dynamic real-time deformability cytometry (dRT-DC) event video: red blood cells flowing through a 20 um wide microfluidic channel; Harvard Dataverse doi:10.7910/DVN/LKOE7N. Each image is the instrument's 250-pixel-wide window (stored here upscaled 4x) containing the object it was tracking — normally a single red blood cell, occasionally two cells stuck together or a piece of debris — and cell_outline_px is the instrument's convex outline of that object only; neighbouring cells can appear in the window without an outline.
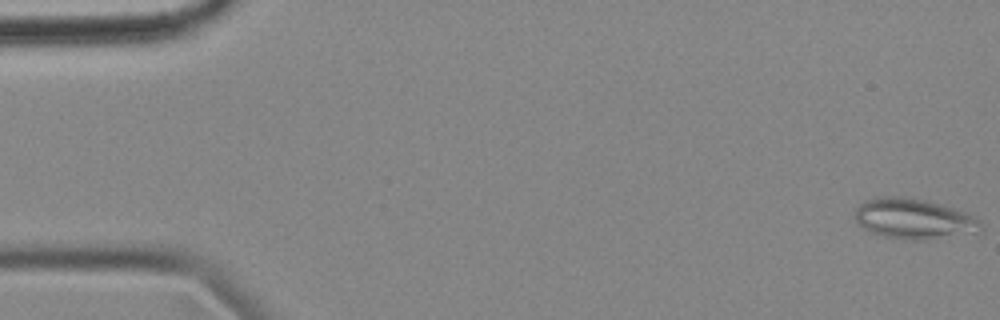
{"species": "common noctule bat (a hibernating species)", "species_latin": "Nyctalus noctula", "temperature_condition": "cold", "stored_images_in_passage": 58, "camera_frame_rate_fps": 3000, "um_per_image_px": 0.085, "animal": {"sex": "female", "body_mass_g": 18.4}, "frame": {"image": 1, "passage_image": 1, "time_ms": 0.0, "image_size_px": [1000, 320], "cell_outline_px": [[984, 228], [976, 232], [916, 240], [908, 240], [884, 236], [872, 232], [864, 228], [856, 220], [856, 208], [860, 204], [868, 200], [880, 196], [896, 196], [924, 200], [960, 212], [980, 220]], "centroid_in_image_um": [77.62, 18.6], "position_along_channel_um": 7.4, "area_um2": 28.5}}
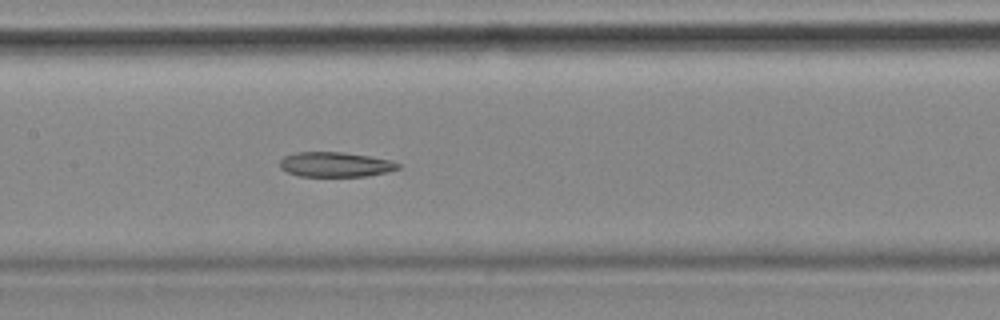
{"frame": {"image": 2, "passage_image": 27, "time_ms": 8.667, "image_size_px": [1000, 320], "cell_outline_px": [[400, 168], [388, 172], [368, 176], [300, 176], [288, 172], [280, 168], [280, 160], [284, 156], [296, 152], [344, 152], [368, 156], [388, 160], [400, 164]], "centroid_in_image_um": [28.49, 13.98], "position_along_channel_um": 178.9, "area_um2": 17.05}}
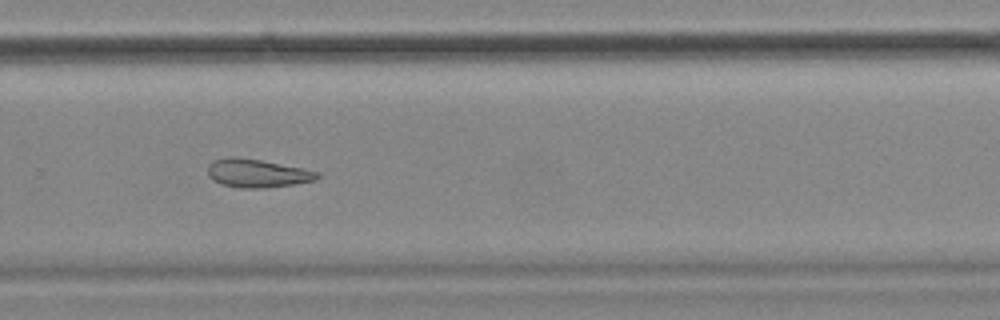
{"frame": {"image": 3, "passage_image": 38, "time_ms": 12.333, "image_size_px": [1000, 320], "cell_outline_px": [[320, 176], [316, 180], [292, 184], [264, 188], [240, 188], [220, 184], [212, 180], [208, 176], [208, 164], [216, 160], [228, 156], [236, 156], [260, 160], [304, 168], [320, 172]], "centroid_in_image_um": [21.85, 14.72], "position_along_channel_um": 308.0, "area_um2": 18.21}, "authors_computed_cell_mechanics": {"area_um2": 19.7965, "velocity_mm_per_s": 3.5368, "shape_relaxation_time_tau1_ms": null, "shape_relaxation_time_tau2_ms": 10.2725, "deformation_change_tau1": null, "deformation_change_tau2": 0.2007}}